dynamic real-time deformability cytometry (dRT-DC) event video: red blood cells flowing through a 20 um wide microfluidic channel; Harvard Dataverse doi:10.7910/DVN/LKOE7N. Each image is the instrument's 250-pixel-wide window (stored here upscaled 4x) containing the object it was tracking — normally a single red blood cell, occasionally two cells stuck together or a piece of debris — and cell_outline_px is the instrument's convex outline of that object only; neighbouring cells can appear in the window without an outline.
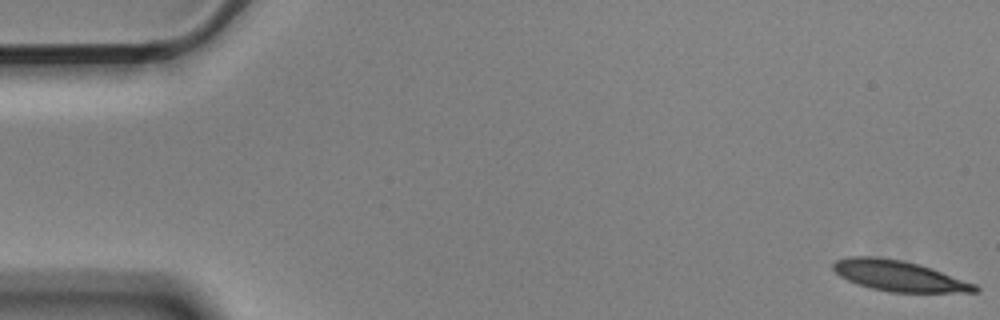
{"species": "Egyptian fruit bat (a non-hibernating species)", "species_latin": "Rousettus aegyptiacus", "temperature_condition": "cold", "stored_images_in_passage": 53, "camera_frame_rate_fps": 3000, "um_per_image_px": 0.085, "animal": {"sex": "male"}, "frame": {"image": 1, "passage_image": 1, "time_ms": 0.0, "image_size_px": [1000, 320], "cell_outline_px": [[980, 292], [888, 292], [856, 284], [840, 276], [832, 268], [832, 264], [836, 260], [848, 256], [872, 256], [900, 260], [920, 264], [932, 268], [976, 284], [980, 288]], "centroid_in_image_um": [76.41, 23.45], "position_along_channel_um": 8.6, "area_um2": 25.32}}
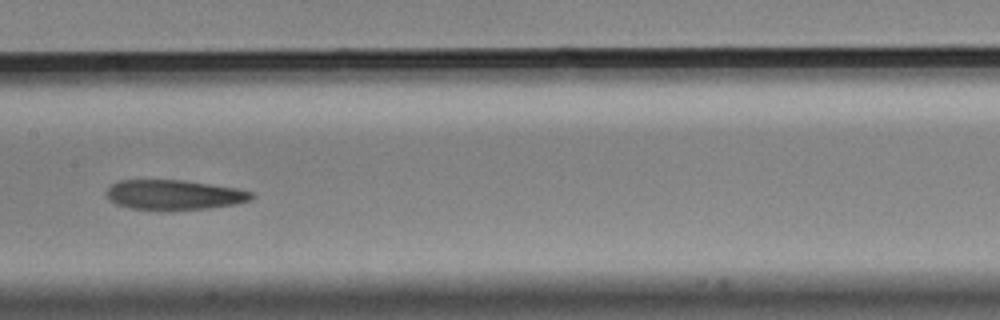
{"frame": {"image": 2, "passage_image": 28, "time_ms": 9.0, "image_size_px": [1000, 320], "cell_outline_px": [[256, 196], [252, 200], [236, 204], [208, 208], [160, 212], [132, 208], [116, 204], [108, 200], [108, 188], [112, 184], [120, 180], [184, 180], [212, 184], [236, 188], [252, 192]], "centroid_in_image_um": [14.83, 16.58], "position_along_channel_um": 192.6, "area_um2": 25.78}}
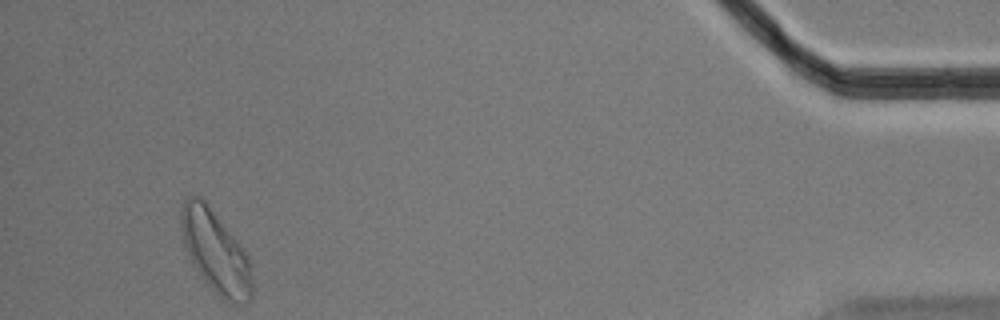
{"frame": {"image": 3, "passage_image": 53, "time_ms": 17.333, "image_size_px": [1000, 320], "cell_outline_px": [[252, 296], [248, 304], [228, 304], [200, 276], [188, 256], [184, 244], [180, 228], [180, 212], [184, 200], [188, 196], [200, 196], [208, 204], [248, 252], [252, 280]], "centroid_in_image_um": [18.34, 21.4], "position_along_channel_um": 416.9, "area_um2": 34.56}, "authors_computed_cell_mechanics": {"area_um2": 26.2412, "velocity_mm_per_s": 3.5391, "shape_relaxation_time_tau1_ms": 5.0878, "shape_relaxation_time_tau2_ms": 7.0425, "deformation_change_tau1": 0.1574, "deformation_change_tau2": 0.1496}}